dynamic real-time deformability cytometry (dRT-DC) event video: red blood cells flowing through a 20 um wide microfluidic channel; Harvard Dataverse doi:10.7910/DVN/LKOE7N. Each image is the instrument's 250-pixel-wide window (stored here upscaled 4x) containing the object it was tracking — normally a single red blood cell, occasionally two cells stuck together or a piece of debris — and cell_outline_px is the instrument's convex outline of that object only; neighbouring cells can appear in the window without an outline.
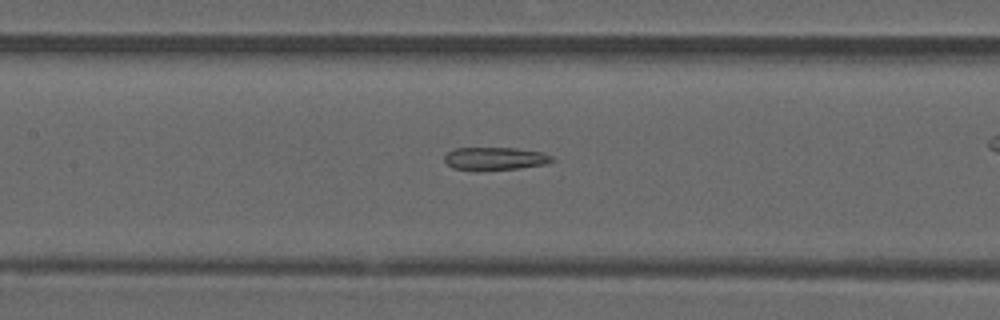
{"species": "common noctule bat (a hibernating species)", "species_latin": "Nyctalus noctula", "temperature_condition": "warm", "stored_images_in_passage": 42, "camera_frame_rate_fps": 3000, "um_per_image_px": 0.085, "animal": {"sex": "male", "forearm_length_mm": 52.5}, "frame": {"image": 1, "passage_image": 24, "time_ms": 7.667, "image_size_px": [1000, 320], "cell_outline_px": [[556, 160], [544, 164], [520, 168], [452, 168], [444, 160], [444, 156], [448, 152], [456, 148], [516, 148], [540, 152], [552, 156]], "centroid_in_image_um": [42.11, 13.44], "position_along_channel_um": 165.3, "area_um2": 13.64}}
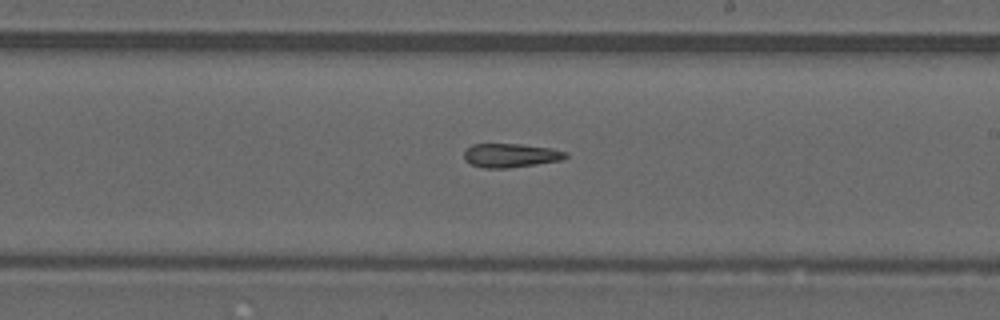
{"frame": {"image": 2, "passage_image": 30, "time_ms": 9.667, "image_size_px": [1000, 320], "cell_outline_px": [[568, 156], [560, 160], [536, 164], [508, 168], [484, 168], [472, 164], [464, 160], [464, 152], [472, 144], [520, 144], [552, 148], [568, 152]], "centroid_in_image_um": [43.41, 13.2], "position_along_channel_um": 245.6, "area_um2": 14.1}}